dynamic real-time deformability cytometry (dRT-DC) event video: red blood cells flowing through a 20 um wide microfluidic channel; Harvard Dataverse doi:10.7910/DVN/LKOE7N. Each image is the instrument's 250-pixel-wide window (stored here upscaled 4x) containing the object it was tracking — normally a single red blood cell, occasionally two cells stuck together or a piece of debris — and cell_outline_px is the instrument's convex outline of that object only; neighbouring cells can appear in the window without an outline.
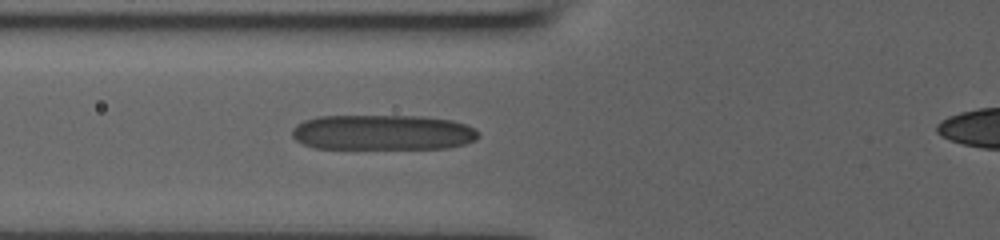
{"species": "human", "species_latin": "Homo sapiens", "temperature_condition": "room temperature", "stored_images_in_passage": 11, "camera_frame_rate_fps": 3000, "um_per_image_px": 0.085, "donor": {"sex": "male"}, "frame": {"image": 1, "passage_image": 11, "time_ms": 3.333, "image_size_px": [1000, 240], "cell_outline_px": [[480, 136], [476, 140], [464, 144], [448, 148], [312, 148], [296, 140], [292, 136], [292, 128], [296, 124], [304, 120], [320, 116], [424, 116], [452, 120], [464, 124], [472, 128]], "centroid_in_image_um": [32.5, 11.25], "position_along_channel_um": 93.3, "area_um2": 38.38}}